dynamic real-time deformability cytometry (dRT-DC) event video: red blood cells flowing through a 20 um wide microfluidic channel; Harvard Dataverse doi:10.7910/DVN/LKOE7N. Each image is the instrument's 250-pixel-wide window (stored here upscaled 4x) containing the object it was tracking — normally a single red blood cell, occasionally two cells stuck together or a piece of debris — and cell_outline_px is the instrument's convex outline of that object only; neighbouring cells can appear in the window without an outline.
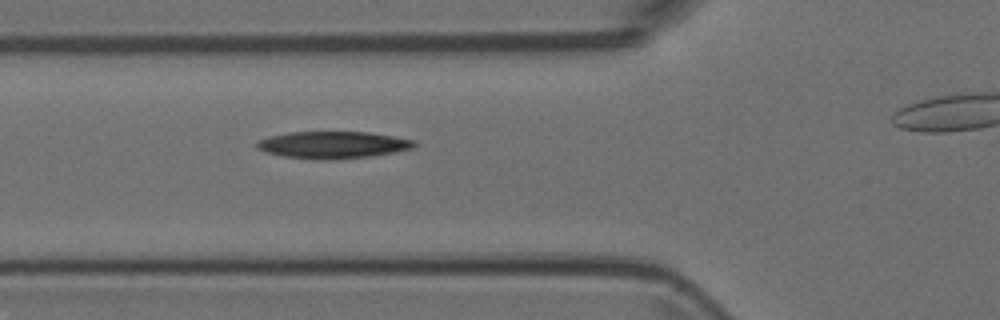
{"species": "Egyptian fruit bat (a non-hibernating species)", "species_latin": "Rousettus aegyptiacus", "temperature_condition": "room temperature", "stored_images_in_passage": 5, "camera_frame_rate_fps": 3000, "um_per_image_px": 0.085, "animal": {"sex": "female"}, "frame": {"image": 1, "passage_image": 4, "time_ms": 1.0, "image_size_px": [1000, 320], "cell_outline_px": [[416, 148], [396, 152], [372, 156], [328, 160], [312, 160], [284, 156], [264, 152], [256, 148], [256, 140], [288, 132], [368, 132], [416, 140]], "centroid_in_image_um": [28.3, 12.32], "position_along_channel_um": 97.5, "area_um2": 25.09}}